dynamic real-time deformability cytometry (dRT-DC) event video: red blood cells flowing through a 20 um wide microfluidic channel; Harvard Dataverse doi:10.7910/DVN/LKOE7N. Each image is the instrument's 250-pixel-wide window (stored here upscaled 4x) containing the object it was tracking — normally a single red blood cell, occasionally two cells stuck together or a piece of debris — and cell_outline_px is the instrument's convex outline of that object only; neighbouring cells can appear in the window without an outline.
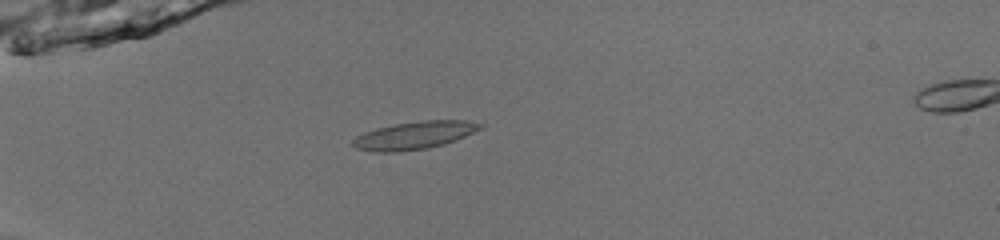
{"species": "common noctule bat (a hibernating species)", "species_latin": "Nyctalus noctula", "temperature_condition": "room temperature", "stored_images_in_passage": 52, "camera_frame_rate_fps": 3000, "um_per_image_px": 0.085, "animal": {"sex": "male", "body_mass_g": 13.0, "forearm_length_mm": 53.1}, "frame": {"image": 1, "passage_image": 16, "time_ms": 5.0, "image_size_px": [1000, 240], "cell_outline_px": [[484, 124], [480, 128], [456, 140], [444, 144], [428, 148], [400, 152], [372, 152], [356, 148], [352, 144], [352, 140], [356, 136], [364, 132], [376, 128], [396, 124], [420, 120], [464, 120]], "centroid_in_image_um": [35.17, 11.51], "position_along_channel_um": 49.8, "area_um2": 20.58}}
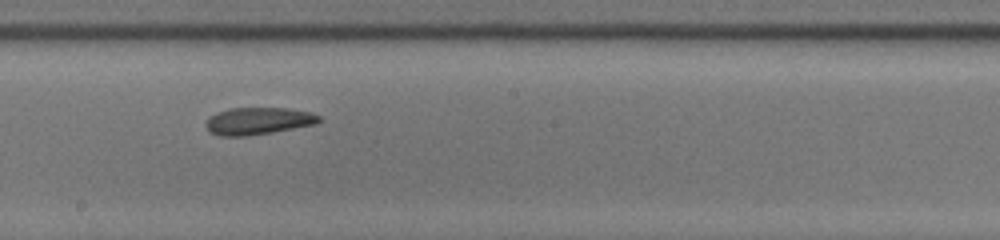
{"frame": {"image": 2, "passage_image": 31, "time_ms": 10.0, "image_size_px": [1000, 240], "cell_outline_px": [[320, 120], [316, 124], [272, 132], [244, 136], [220, 136], [208, 132], [204, 124], [208, 116], [216, 112], [232, 108], [288, 108], [312, 112], [320, 116]], "centroid_in_image_um": [21.9, 10.28], "position_along_channel_um": 226.3, "area_um2": 18.09}}
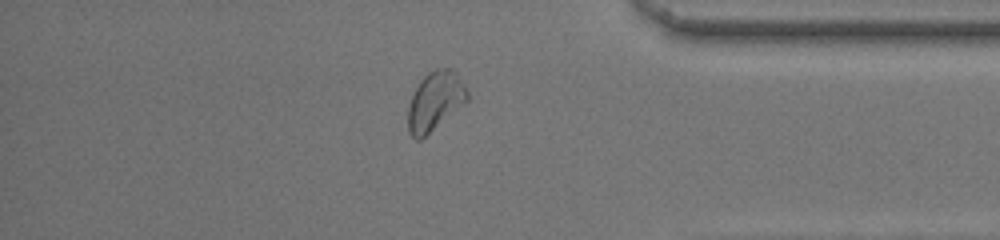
{"frame": {"image": 3, "passage_image": 45, "time_ms": 14.667, "image_size_px": [1000, 240], "cell_outline_px": [[468, 100], [420, 140], [416, 140], [408, 132], [408, 108], [412, 92], [420, 80], [428, 72], [436, 68], [452, 68], [456, 72], [464, 84], [468, 92]], "centroid_in_image_um": [36.96, 8.56], "position_along_channel_um": 398.2, "area_um2": 20.29}, "authors_computed_cell_mechanics": {"area_um2": 19.3341, "velocity_mm_per_s": 3.984, "shape_relaxation_time_tau1_ms": null, "shape_relaxation_time_tau2_ms": 4.1983, "deformation_change_tau1": null, "deformation_change_tau2": 0.1067}}